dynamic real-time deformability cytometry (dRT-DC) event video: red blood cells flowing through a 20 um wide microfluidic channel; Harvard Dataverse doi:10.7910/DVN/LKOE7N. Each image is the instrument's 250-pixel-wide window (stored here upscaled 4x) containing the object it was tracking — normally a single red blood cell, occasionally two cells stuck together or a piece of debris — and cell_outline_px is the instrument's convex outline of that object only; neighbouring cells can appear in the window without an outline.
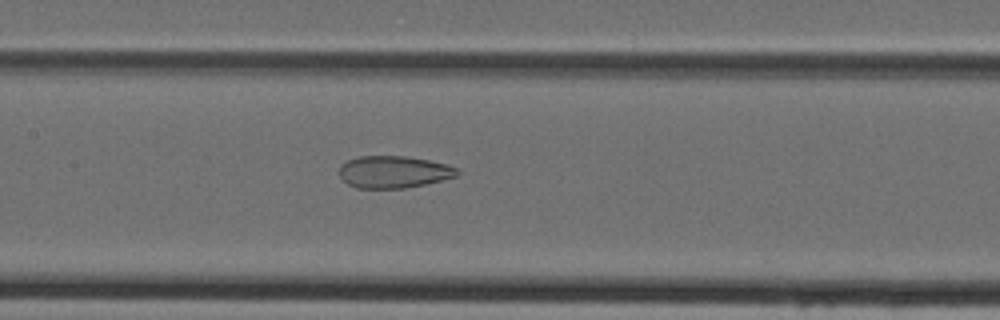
{"species": "Egyptian fruit bat (a non-hibernating species)", "species_latin": "Rousettus aegyptiacus", "temperature_condition": "cold", "stored_images_in_passage": 37, "camera_frame_rate_fps": 3000, "um_per_image_px": 0.085, "animal": {"sex": "female"}, "frame": {"image": 1, "passage_image": 18, "time_ms": 5.667, "image_size_px": [1000, 320], "cell_outline_px": [[460, 172], [456, 176], [424, 184], [404, 188], [356, 188], [348, 184], [340, 176], [340, 164], [348, 160], [360, 156], [404, 156], [428, 160], [448, 164], [456, 168]], "centroid_in_image_um": [33.45, 14.61], "position_along_channel_um": 174.0, "area_um2": 21.91}}
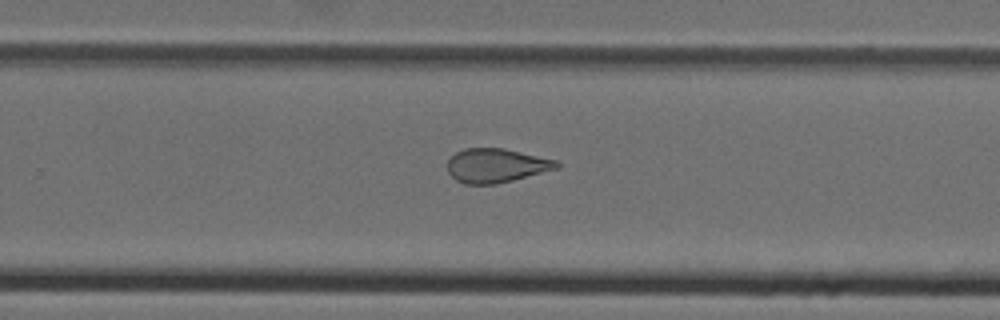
{"frame": {"image": 2, "passage_image": 26, "time_ms": 8.333, "image_size_px": [1000, 320], "cell_outline_px": [[560, 168], [496, 184], [464, 184], [456, 180], [448, 172], [448, 160], [456, 152], [464, 148], [504, 148], [556, 160], [560, 164]], "centroid_in_image_um": [42.18, 14.07], "position_along_channel_um": 287.6, "area_um2": 21.62}}
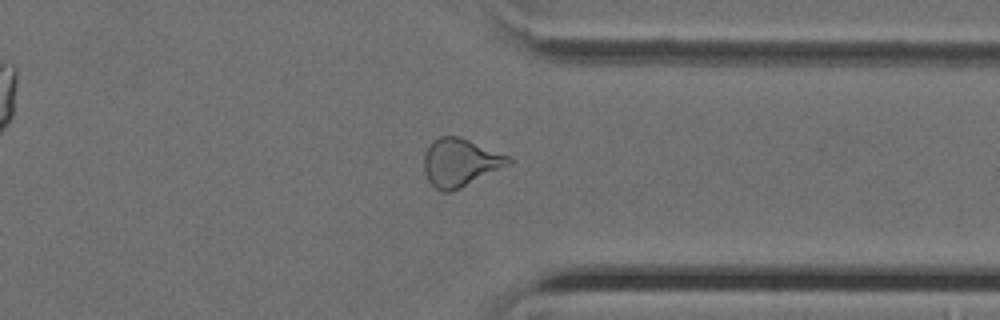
{"frame": {"image": 3, "passage_image": 32, "time_ms": 10.333, "image_size_px": [1000, 320], "cell_outline_px": [[512, 164], [452, 192], [440, 192], [428, 180], [424, 172], [424, 152], [432, 140], [440, 136], [460, 136], [508, 156], [512, 160]], "centroid_in_image_um": [39.1, 13.82], "position_along_channel_um": 372.3, "area_um2": 23.76}}